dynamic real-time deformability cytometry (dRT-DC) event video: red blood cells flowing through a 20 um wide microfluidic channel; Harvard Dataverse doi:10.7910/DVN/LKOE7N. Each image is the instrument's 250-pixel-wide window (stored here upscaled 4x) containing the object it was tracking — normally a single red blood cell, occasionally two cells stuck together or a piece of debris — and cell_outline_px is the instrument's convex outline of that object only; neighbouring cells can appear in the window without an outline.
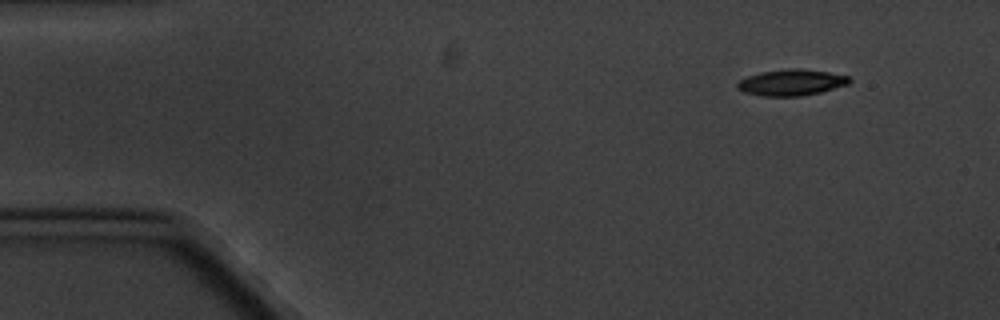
{"species": "common noctule bat (a hibernating species)", "species_latin": "Nyctalus noctula", "temperature_condition": "cold", "stored_images_in_passage": 3, "camera_frame_rate_fps": 3000, "um_per_image_px": 0.085, "animal": {"sex": "male", "body_mass_g": 20.1, "forearm_length_mm": 53.5}, "frame": {"image": 1, "passage_image": 1, "time_ms": 0.0, "image_size_px": [1000, 320], "cell_outline_px": [[852, 80], [848, 84], [820, 92], [800, 96], [764, 96], [744, 92], [736, 88], [736, 84], [740, 80], [748, 76], [760, 72], [788, 68], [800, 68], [828, 72], [848, 76]], "centroid_in_image_um": [67.25, 7.0], "position_along_channel_um": 17.7, "area_um2": 17.05}}